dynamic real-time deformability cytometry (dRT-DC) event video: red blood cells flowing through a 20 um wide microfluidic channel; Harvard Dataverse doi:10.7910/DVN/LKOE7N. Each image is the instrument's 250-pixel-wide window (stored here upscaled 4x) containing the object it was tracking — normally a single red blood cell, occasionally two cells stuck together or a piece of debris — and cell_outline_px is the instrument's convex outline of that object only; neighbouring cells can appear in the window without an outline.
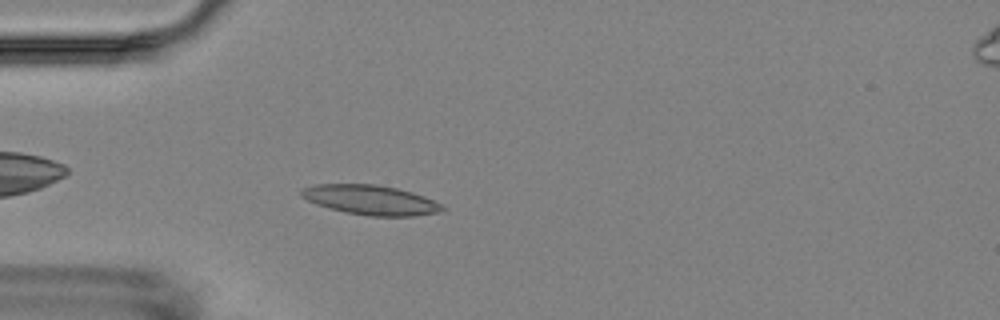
{"species": "Egyptian fruit bat (a non-hibernating species)", "species_latin": "Rousettus aegyptiacus", "temperature_condition": "room temperature", "stored_images_in_passage": 2, "camera_frame_rate_fps": 3000, "um_per_image_px": 0.085, "animal": {"sex": "female"}, "frame": {"image": 1, "passage_image": 1, "time_ms": 0.0, "image_size_px": [1000, 320], "cell_outline_px": [[448, 208], [440, 212], [416, 216], [368, 216], [344, 212], [328, 208], [316, 204], [300, 196], [300, 188], [316, 184], [376, 184], [396, 188], [412, 192], [424, 196], [444, 204]], "centroid_in_image_um": [31.53, 17.0], "position_along_channel_um": 53.5, "area_um2": 24.74}}